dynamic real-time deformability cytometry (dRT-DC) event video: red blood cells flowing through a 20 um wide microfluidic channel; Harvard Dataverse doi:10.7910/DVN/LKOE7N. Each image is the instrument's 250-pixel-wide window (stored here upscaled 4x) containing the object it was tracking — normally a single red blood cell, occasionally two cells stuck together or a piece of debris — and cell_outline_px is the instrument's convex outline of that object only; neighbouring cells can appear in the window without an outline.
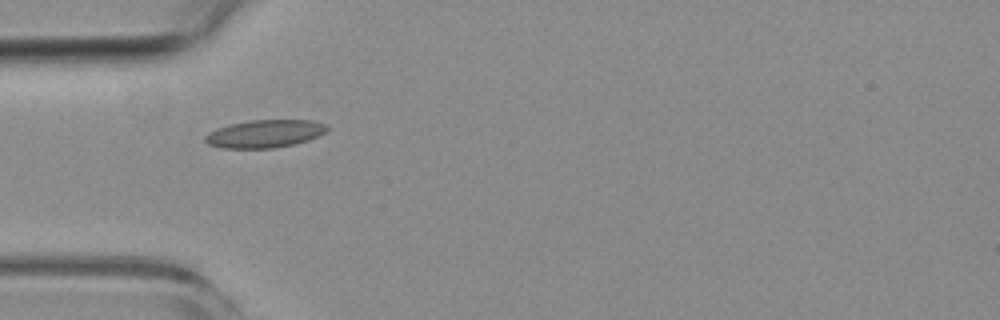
{"species": "common noctule bat (a hibernating species)", "species_latin": "Nyctalus noctula", "temperature_condition": "room temperature", "stored_images_in_passage": 1, "camera_frame_rate_fps": 3000, "um_per_image_px": 0.085, "animal": {"sex": "female", "body_mass_g": 19.3, "forearm_length_mm": 54.1}, "frame": {"image": 1, "passage_image": 1, "time_ms": 0.0, "image_size_px": [1000, 320], "cell_outline_px": [[328, 132], [308, 140], [292, 144], [272, 148], [224, 148], [208, 144], [204, 140], [204, 136], [208, 132], [216, 128], [228, 124], [252, 120], [312, 120], [328, 124]], "centroid_in_image_um": [22.51, 11.35], "position_along_channel_um": 62.5, "area_um2": 19.88}}